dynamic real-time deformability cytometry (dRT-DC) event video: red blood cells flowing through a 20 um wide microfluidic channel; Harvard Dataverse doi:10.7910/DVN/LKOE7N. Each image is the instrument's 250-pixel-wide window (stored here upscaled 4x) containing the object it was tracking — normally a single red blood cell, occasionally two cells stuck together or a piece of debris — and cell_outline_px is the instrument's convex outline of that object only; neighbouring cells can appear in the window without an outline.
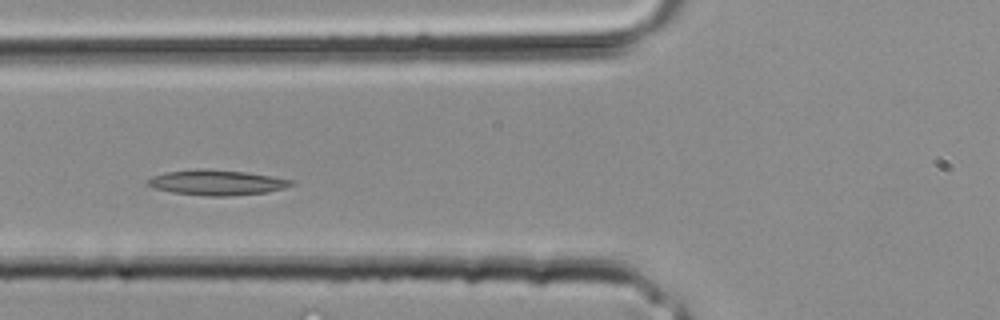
{"species": "common noctule bat (a hibernating species)", "species_latin": "Nyctalus noctula", "temperature_condition": "room temperature", "stored_images_in_passage": 31, "camera_frame_rate_fps": 3000, "um_per_image_px": 0.085, "animal": {"sex": "male", "body_mass_g": 20.4}, "frame": {"image": 1, "passage_image": 11, "time_ms": 3.333, "image_size_px": [1000, 320], "cell_outline_px": [[296, 184], [284, 188], [268, 192], [228, 196], [212, 196], [172, 192], [156, 188], [148, 184], [148, 180], [152, 176], [164, 172], [196, 168], [204, 168], [244, 172], [272, 176], [292, 180]], "centroid_in_image_um": [18.45, 15.5], "position_along_channel_um": 107.4, "area_um2": 21.04}}
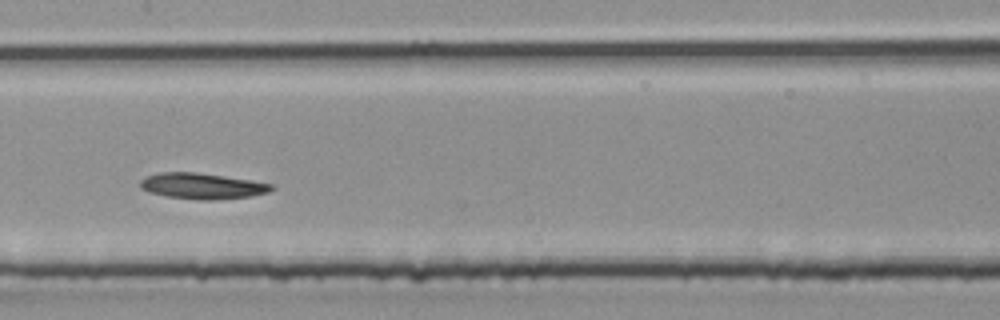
{"frame": {"image": 2, "passage_image": 15, "time_ms": 4.667, "image_size_px": [1000, 320], "cell_outline_px": [[276, 188], [268, 192], [252, 196], [216, 200], [196, 200], [168, 196], [148, 192], [140, 188], [140, 180], [148, 176], [160, 172], [196, 172], [252, 180], [272, 184]], "centroid_in_image_um": [17.2, 15.81], "position_along_channel_um": 190.2, "area_um2": 19.88}}
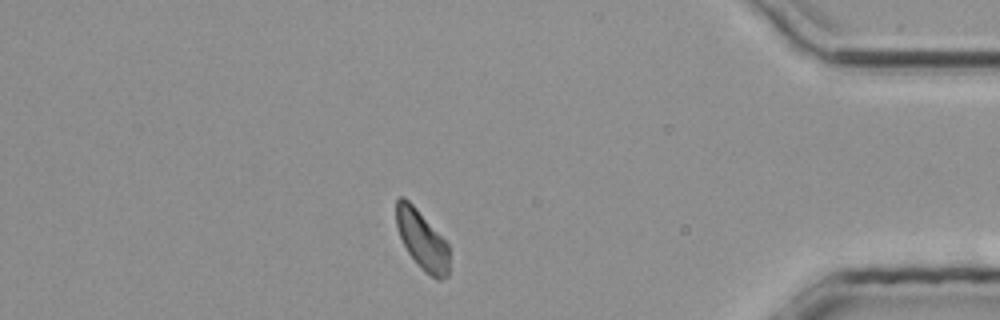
{"frame": {"image": 3, "passage_image": 27, "time_ms": 8.667, "image_size_px": [1000, 320], "cell_outline_px": [[448, 276], [440, 280], [436, 280], [424, 272], [420, 268], [408, 252], [400, 236], [396, 224], [396, 200], [400, 196], [404, 196], [416, 208], [448, 244]], "centroid_in_image_um": [35.86, 20.42], "position_along_channel_um": 399.3, "area_um2": 18.03}}